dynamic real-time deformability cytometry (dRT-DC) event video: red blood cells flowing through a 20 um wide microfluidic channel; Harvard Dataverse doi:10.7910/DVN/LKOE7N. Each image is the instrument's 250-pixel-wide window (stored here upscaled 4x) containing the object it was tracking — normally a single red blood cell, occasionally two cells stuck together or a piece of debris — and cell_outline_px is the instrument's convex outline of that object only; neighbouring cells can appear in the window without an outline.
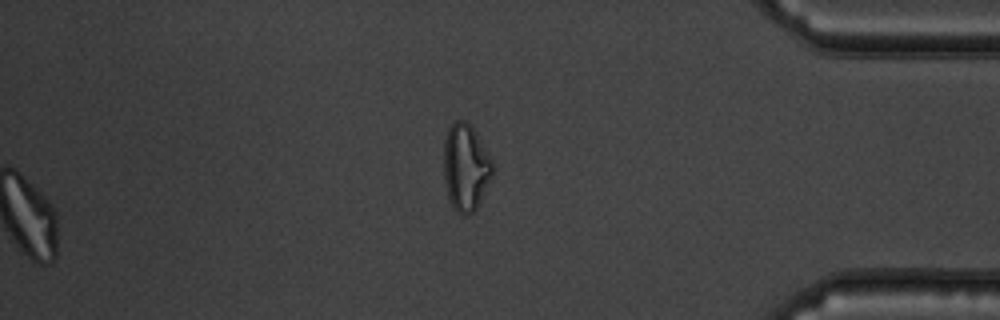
{"species": "common noctule bat (a hibernating species)", "species_latin": "Nyctalus noctula", "temperature_condition": "warm", "stored_images_in_passage": 40, "segment_of_instrument_passage": [2, 2], "camera_frame_rate_fps": 3000, "um_per_image_px": 0.085, "animal": {"sex": "male", "body_mass_g": 19.5, "forearm_length_mm": 54.6}, "frame": {"image": 1, "passage_image": 40, "time_ms": 13.0, "image_size_px": [1000, 320], "cell_outline_px": [[496, 168], [476, 208], [468, 216], [464, 216], [456, 212], [452, 208], [448, 196], [444, 180], [444, 140], [448, 128], [456, 120], [464, 120], [472, 124]], "centroid_in_image_um": [39.59, 14.22], "position_along_channel_um": 395.6, "area_um2": 25.03}}